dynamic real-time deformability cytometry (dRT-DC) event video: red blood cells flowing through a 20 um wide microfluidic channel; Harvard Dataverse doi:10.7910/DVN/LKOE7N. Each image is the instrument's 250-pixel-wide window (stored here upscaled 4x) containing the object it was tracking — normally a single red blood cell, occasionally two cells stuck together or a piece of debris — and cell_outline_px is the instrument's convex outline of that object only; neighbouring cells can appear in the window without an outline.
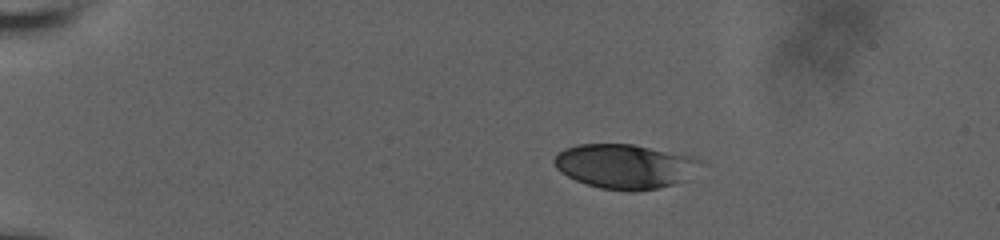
{"species": "human", "species_latin": "Homo sapiens", "temperature_condition": "room temperature", "stored_images_in_passage": 10, "camera_frame_rate_fps": 3000, "um_per_image_px": 0.085, "donor": {"sex": "male"}, "frame": {"image": 1, "passage_image": 6, "time_ms": 3.667, "image_size_px": [1000, 240], "cell_outline_px": [[700, 160], [672, 184], [656, 188], [632, 192], [628, 192], [600, 188], [576, 180], [560, 172], [556, 168], [552, 160], [564, 148], [576, 144], [632, 144], [692, 156]], "centroid_in_image_um": [52.93, 14.12], "position_along_channel_um": 32.1, "area_um2": 36.7}}
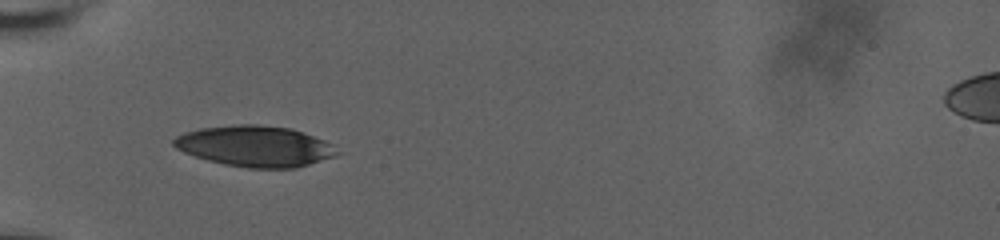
{"frame": {"image": 2, "passage_image": 9, "time_ms": 6.667, "image_size_px": [1000, 240], "cell_outline_px": [[340, 152], [336, 156], [296, 168], [248, 168], [224, 164], [208, 160], [184, 152], [176, 148], [172, 144], [172, 140], [176, 136], [184, 132], [200, 128], [232, 124], [256, 124], [292, 128], [304, 132], [324, 140], [332, 144]], "centroid_in_image_um": [21.69, 12.42], "position_along_channel_um": 63.3, "area_um2": 39.13}}